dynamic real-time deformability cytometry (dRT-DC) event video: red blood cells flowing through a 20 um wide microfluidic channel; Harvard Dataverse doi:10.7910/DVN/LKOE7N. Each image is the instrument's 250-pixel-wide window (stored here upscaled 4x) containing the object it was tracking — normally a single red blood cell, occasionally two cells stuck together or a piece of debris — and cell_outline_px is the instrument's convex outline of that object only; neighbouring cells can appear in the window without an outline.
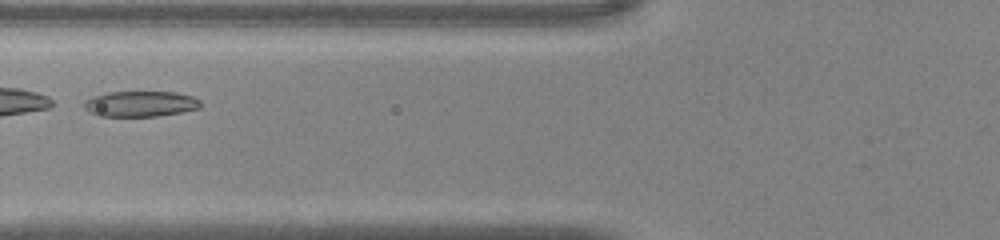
{"species": "common noctule bat (a hibernating species)", "species_latin": "Nyctalus noctula", "temperature_condition": "warm", "stored_images_in_passage": 31, "camera_frame_rate_fps": 3000, "um_per_image_px": 0.085, "animal": {"sex": "male", "body_mass_g": 20.0, "forearm_length_mm": 53.3}, "frame": {"image": 1, "passage_image": 5, "time_ms": 1.333, "image_size_px": [1000, 240], "cell_outline_px": [[200, 108], [180, 112], [156, 116], [100, 116], [84, 108], [84, 100], [92, 96], [108, 92], [176, 92], [192, 96], [200, 100]], "centroid_in_image_um": [11.93, 8.82], "position_along_channel_um": 113.9, "area_um2": 17.28}}